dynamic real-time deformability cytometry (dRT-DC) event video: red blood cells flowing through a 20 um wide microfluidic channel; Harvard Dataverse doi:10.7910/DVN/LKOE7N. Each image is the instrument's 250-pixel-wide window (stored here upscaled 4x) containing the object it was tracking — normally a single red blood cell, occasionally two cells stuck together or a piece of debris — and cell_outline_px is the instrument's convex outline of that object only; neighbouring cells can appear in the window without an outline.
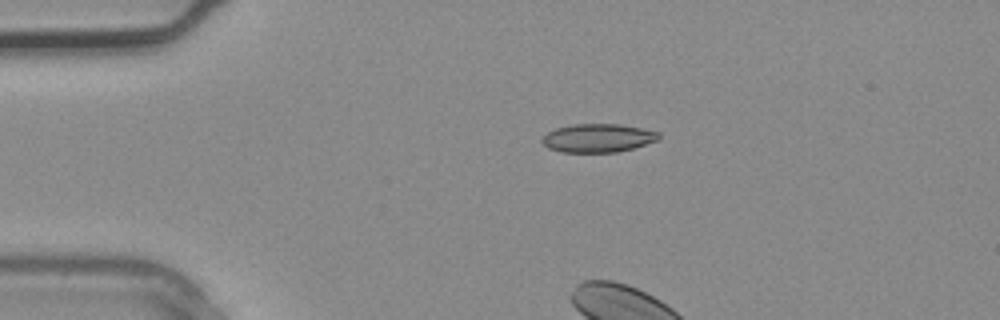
{"species": "common noctule bat (a hibernating species)", "species_latin": "Nyctalus noctula", "temperature_condition": "warm", "stored_images_in_passage": 4, "segment_of_instrument_passage": [2, 2], "camera_frame_rate_fps": 3000, "um_per_image_px": 0.085, "animal": {"sex": "male", "body_mass_g": 20.4}, "frame": {"image": 1, "passage_image": 4, "time_ms": 1.0, "image_size_px": [1000, 320], "cell_outline_px": [[660, 136], [656, 140], [632, 148], [616, 152], [560, 152], [548, 148], [540, 140], [548, 132], [556, 128], [572, 124], [620, 124], [660, 132]], "centroid_in_image_um": [50.79, 11.73], "position_along_channel_um": 34.2, "area_um2": 19.19}}